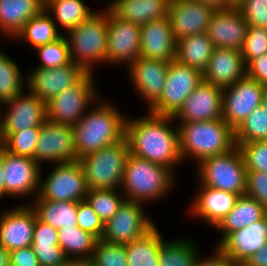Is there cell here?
<instances>
[{"mask_svg": "<svg viewBox=\"0 0 267 266\" xmlns=\"http://www.w3.org/2000/svg\"><path fill=\"white\" fill-rule=\"evenodd\" d=\"M233 266H247L244 262L236 263Z\"/></svg>", "mask_w": 267, "mask_h": 266, "instance_id": "obj_60", "label": "cell"}, {"mask_svg": "<svg viewBox=\"0 0 267 266\" xmlns=\"http://www.w3.org/2000/svg\"><path fill=\"white\" fill-rule=\"evenodd\" d=\"M248 26L238 7H233L216 10L205 33L215 48L242 51Z\"/></svg>", "mask_w": 267, "mask_h": 266, "instance_id": "obj_22", "label": "cell"}, {"mask_svg": "<svg viewBox=\"0 0 267 266\" xmlns=\"http://www.w3.org/2000/svg\"><path fill=\"white\" fill-rule=\"evenodd\" d=\"M43 2V4L45 5L47 2H49L50 0H41Z\"/></svg>", "mask_w": 267, "mask_h": 266, "instance_id": "obj_61", "label": "cell"}, {"mask_svg": "<svg viewBox=\"0 0 267 266\" xmlns=\"http://www.w3.org/2000/svg\"><path fill=\"white\" fill-rule=\"evenodd\" d=\"M4 173L3 156L0 154V200H2V198H5L6 196Z\"/></svg>", "mask_w": 267, "mask_h": 266, "instance_id": "obj_55", "label": "cell"}, {"mask_svg": "<svg viewBox=\"0 0 267 266\" xmlns=\"http://www.w3.org/2000/svg\"><path fill=\"white\" fill-rule=\"evenodd\" d=\"M140 56L170 62L175 60L176 40L168 17L141 26Z\"/></svg>", "mask_w": 267, "mask_h": 266, "instance_id": "obj_26", "label": "cell"}, {"mask_svg": "<svg viewBox=\"0 0 267 266\" xmlns=\"http://www.w3.org/2000/svg\"><path fill=\"white\" fill-rule=\"evenodd\" d=\"M130 148L126 138L79 158L89 189H120Z\"/></svg>", "mask_w": 267, "mask_h": 266, "instance_id": "obj_6", "label": "cell"}, {"mask_svg": "<svg viewBox=\"0 0 267 266\" xmlns=\"http://www.w3.org/2000/svg\"><path fill=\"white\" fill-rule=\"evenodd\" d=\"M245 195L256 199L267 210V173L247 171Z\"/></svg>", "mask_w": 267, "mask_h": 266, "instance_id": "obj_48", "label": "cell"}, {"mask_svg": "<svg viewBox=\"0 0 267 266\" xmlns=\"http://www.w3.org/2000/svg\"><path fill=\"white\" fill-rule=\"evenodd\" d=\"M262 107L267 111V86H265L263 95H262Z\"/></svg>", "mask_w": 267, "mask_h": 266, "instance_id": "obj_58", "label": "cell"}, {"mask_svg": "<svg viewBox=\"0 0 267 266\" xmlns=\"http://www.w3.org/2000/svg\"><path fill=\"white\" fill-rule=\"evenodd\" d=\"M10 252L2 245H0V266H10L9 260Z\"/></svg>", "mask_w": 267, "mask_h": 266, "instance_id": "obj_56", "label": "cell"}, {"mask_svg": "<svg viewBox=\"0 0 267 266\" xmlns=\"http://www.w3.org/2000/svg\"><path fill=\"white\" fill-rule=\"evenodd\" d=\"M91 107L72 127L78 158L125 138L127 114L121 113L117 106L101 97Z\"/></svg>", "mask_w": 267, "mask_h": 266, "instance_id": "obj_2", "label": "cell"}, {"mask_svg": "<svg viewBox=\"0 0 267 266\" xmlns=\"http://www.w3.org/2000/svg\"><path fill=\"white\" fill-rule=\"evenodd\" d=\"M267 242V215L245 228L230 233L218 247L233 264L244 262Z\"/></svg>", "mask_w": 267, "mask_h": 266, "instance_id": "obj_25", "label": "cell"}, {"mask_svg": "<svg viewBox=\"0 0 267 266\" xmlns=\"http://www.w3.org/2000/svg\"><path fill=\"white\" fill-rule=\"evenodd\" d=\"M3 156L6 198L36 197L40 190L41 166L32 158L14 155L0 145ZM35 194V195H34Z\"/></svg>", "mask_w": 267, "mask_h": 266, "instance_id": "obj_15", "label": "cell"}, {"mask_svg": "<svg viewBox=\"0 0 267 266\" xmlns=\"http://www.w3.org/2000/svg\"><path fill=\"white\" fill-rule=\"evenodd\" d=\"M190 202V213L214 228L235 207L239 195L219 189L202 186ZM193 213V214H192Z\"/></svg>", "mask_w": 267, "mask_h": 266, "instance_id": "obj_23", "label": "cell"}, {"mask_svg": "<svg viewBox=\"0 0 267 266\" xmlns=\"http://www.w3.org/2000/svg\"><path fill=\"white\" fill-rule=\"evenodd\" d=\"M245 76L246 65L241 51L215 48L203 72V81L224 89Z\"/></svg>", "mask_w": 267, "mask_h": 266, "instance_id": "obj_24", "label": "cell"}, {"mask_svg": "<svg viewBox=\"0 0 267 266\" xmlns=\"http://www.w3.org/2000/svg\"><path fill=\"white\" fill-rule=\"evenodd\" d=\"M84 0H50L44 9L53 14L51 17L60 29L67 31L87 20L95 10L88 7ZM54 17V18H53Z\"/></svg>", "mask_w": 267, "mask_h": 266, "instance_id": "obj_35", "label": "cell"}, {"mask_svg": "<svg viewBox=\"0 0 267 266\" xmlns=\"http://www.w3.org/2000/svg\"><path fill=\"white\" fill-rule=\"evenodd\" d=\"M39 57L36 68H57L72 62L67 40L64 34L54 42L35 48Z\"/></svg>", "mask_w": 267, "mask_h": 266, "instance_id": "obj_40", "label": "cell"}, {"mask_svg": "<svg viewBox=\"0 0 267 266\" xmlns=\"http://www.w3.org/2000/svg\"><path fill=\"white\" fill-rule=\"evenodd\" d=\"M173 116L156 115L147 111L146 116L130 118L125 123V138L130 154L170 168L182 163L179 130L170 127ZM175 128V129H174Z\"/></svg>", "mask_w": 267, "mask_h": 266, "instance_id": "obj_1", "label": "cell"}, {"mask_svg": "<svg viewBox=\"0 0 267 266\" xmlns=\"http://www.w3.org/2000/svg\"><path fill=\"white\" fill-rule=\"evenodd\" d=\"M236 145L243 155L247 171L267 173V140Z\"/></svg>", "mask_w": 267, "mask_h": 266, "instance_id": "obj_43", "label": "cell"}, {"mask_svg": "<svg viewBox=\"0 0 267 266\" xmlns=\"http://www.w3.org/2000/svg\"><path fill=\"white\" fill-rule=\"evenodd\" d=\"M91 260L97 266H127L125 245L98 239Z\"/></svg>", "mask_w": 267, "mask_h": 266, "instance_id": "obj_42", "label": "cell"}, {"mask_svg": "<svg viewBox=\"0 0 267 266\" xmlns=\"http://www.w3.org/2000/svg\"><path fill=\"white\" fill-rule=\"evenodd\" d=\"M193 1L209 5L216 10L230 9L233 7H237V2L235 0H193Z\"/></svg>", "mask_w": 267, "mask_h": 266, "instance_id": "obj_54", "label": "cell"}, {"mask_svg": "<svg viewBox=\"0 0 267 266\" xmlns=\"http://www.w3.org/2000/svg\"><path fill=\"white\" fill-rule=\"evenodd\" d=\"M174 171L130 154L120 189L126 200L144 204L161 200L174 188Z\"/></svg>", "mask_w": 267, "mask_h": 266, "instance_id": "obj_3", "label": "cell"}, {"mask_svg": "<svg viewBox=\"0 0 267 266\" xmlns=\"http://www.w3.org/2000/svg\"><path fill=\"white\" fill-rule=\"evenodd\" d=\"M170 0H113L106 7L118 18L144 25L168 17Z\"/></svg>", "mask_w": 267, "mask_h": 266, "instance_id": "obj_27", "label": "cell"}, {"mask_svg": "<svg viewBox=\"0 0 267 266\" xmlns=\"http://www.w3.org/2000/svg\"><path fill=\"white\" fill-rule=\"evenodd\" d=\"M77 226L97 239H101L104 233V223L86 200L78 202Z\"/></svg>", "mask_w": 267, "mask_h": 266, "instance_id": "obj_45", "label": "cell"}, {"mask_svg": "<svg viewBox=\"0 0 267 266\" xmlns=\"http://www.w3.org/2000/svg\"><path fill=\"white\" fill-rule=\"evenodd\" d=\"M169 62L139 56L127 68L131 84L148 110L159 100L166 83Z\"/></svg>", "mask_w": 267, "mask_h": 266, "instance_id": "obj_20", "label": "cell"}, {"mask_svg": "<svg viewBox=\"0 0 267 266\" xmlns=\"http://www.w3.org/2000/svg\"><path fill=\"white\" fill-rule=\"evenodd\" d=\"M20 205L0 213V245L9 252L32 245L36 212L30 204Z\"/></svg>", "mask_w": 267, "mask_h": 266, "instance_id": "obj_21", "label": "cell"}, {"mask_svg": "<svg viewBox=\"0 0 267 266\" xmlns=\"http://www.w3.org/2000/svg\"><path fill=\"white\" fill-rule=\"evenodd\" d=\"M265 86L247 75L223 89L222 119L235 131L243 121L262 105Z\"/></svg>", "mask_w": 267, "mask_h": 266, "instance_id": "obj_14", "label": "cell"}, {"mask_svg": "<svg viewBox=\"0 0 267 266\" xmlns=\"http://www.w3.org/2000/svg\"><path fill=\"white\" fill-rule=\"evenodd\" d=\"M123 195L120 189H88L85 200L105 224L126 200Z\"/></svg>", "mask_w": 267, "mask_h": 266, "instance_id": "obj_38", "label": "cell"}, {"mask_svg": "<svg viewBox=\"0 0 267 266\" xmlns=\"http://www.w3.org/2000/svg\"><path fill=\"white\" fill-rule=\"evenodd\" d=\"M107 25L108 8H104L64 31L72 61L87 72L94 73L95 66L107 64Z\"/></svg>", "mask_w": 267, "mask_h": 266, "instance_id": "obj_5", "label": "cell"}, {"mask_svg": "<svg viewBox=\"0 0 267 266\" xmlns=\"http://www.w3.org/2000/svg\"><path fill=\"white\" fill-rule=\"evenodd\" d=\"M214 49L206 33L192 35L176 41L175 60L203 74Z\"/></svg>", "mask_w": 267, "mask_h": 266, "instance_id": "obj_30", "label": "cell"}, {"mask_svg": "<svg viewBox=\"0 0 267 266\" xmlns=\"http://www.w3.org/2000/svg\"><path fill=\"white\" fill-rule=\"evenodd\" d=\"M88 72L73 61L57 68H33L26 76V90L45 103L68 87L77 84Z\"/></svg>", "mask_w": 267, "mask_h": 266, "instance_id": "obj_17", "label": "cell"}, {"mask_svg": "<svg viewBox=\"0 0 267 266\" xmlns=\"http://www.w3.org/2000/svg\"><path fill=\"white\" fill-rule=\"evenodd\" d=\"M44 7L41 0H0V32L3 37L14 40L27 21Z\"/></svg>", "mask_w": 267, "mask_h": 266, "instance_id": "obj_28", "label": "cell"}, {"mask_svg": "<svg viewBox=\"0 0 267 266\" xmlns=\"http://www.w3.org/2000/svg\"><path fill=\"white\" fill-rule=\"evenodd\" d=\"M244 263L247 266H267V242L249 258H247Z\"/></svg>", "mask_w": 267, "mask_h": 266, "instance_id": "obj_53", "label": "cell"}, {"mask_svg": "<svg viewBox=\"0 0 267 266\" xmlns=\"http://www.w3.org/2000/svg\"><path fill=\"white\" fill-rule=\"evenodd\" d=\"M9 260L10 266H40L31 246L11 251Z\"/></svg>", "mask_w": 267, "mask_h": 266, "instance_id": "obj_51", "label": "cell"}, {"mask_svg": "<svg viewBox=\"0 0 267 266\" xmlns=\"http://www.w3.org/2000/svg\"><path fill=\"white\" fill-rule=\"evenodd\" d=\"M202 82L203 74L200 71L176 60L170 61L162 95L147 111L156 115L174 116Z\"/></svg>", "mask_w": 267, "mask_h": 266, "instance_id": "obj_10", "label": "cell"}, {"mask_svg": "<svg viewBox=\"0 0 267 266\" xmlns=\"http://www.w3.org/2000/svg\"><path fill=\"white\" fill-rule=\"evenodd\" d=\"M155 225L141 238L125 244L127 266H159L160 245L164 242Z\"/></svg>", "mask_w": 267, "mask_h": 266, "instance_id": "obj_32", "label": "cell"}, {"mask_svg": "<svg viewBox=\"0 0 267 266\" xmlns=\"http://www.w3.org/2000/svg\"><path fill=\"white\" fill-rule=\"evenodd\" d=\"M107 64L127 67L140 56L141 26L116 17L108 9Z\"/></svg>", "mask_w": 267, "mask_h": 266, "instance_id": "obj_16", "label": "cell"}, {"mask_svg": "<svg viewBox=\"0 0 267 266\" xmlns=\"http://www.w3.org/2000/svg\"><path fill=\"white\" fill-rule=\"evenodd\" d=\"M29 202L37 218L55 229L77 226L78 202L45 200L39 194Z\"/></svg>", "mask_w": 267, "mask_h": 266, "instance_id": "obj_31", "label": "cell"}, {"mask_svg": "<svg viewBox=\"0 0 267 266\" xmlns=\"http://www.w3.org/2000/svg\"><path fill=\"white\" fill-rule=\"evenodd\" d=\"M264 140H267V111L260 105L235 130V142L250 143Z\"/></svg>", "mask_w": 267, "mask_h": 266, "instance_id": "obj_39", "label": "cell"}, {"mask_svg": "<svg viewBox=\"0 0 267 266\" xmlns=\"http://www.w3.org/2000/svg\"><path fill=\"white\" fill-rule=\"evenodd\" d=\"M246 75L267 86V53L251 60L246 65Z\"/></svg>", "mask_w": 267, "mask_h": 266, "instance_id": "obj_50", "label": "cell"}, {"mask_svg": "<svg viewBox=\"0 0 267 266\" xmlns=\"http://www.w3.org/2000/svg\"><path fill=\"white\" fill-rule=\"evenodd\" d=\"M94 76L95 73L88 72L77 84L46 102L47 119L73 127L101 97Z\"/></svg>", "mask_w": 267, "mask_h": 266, "instance_id": "obj_8", "label": "cell"}, {"mask_svg": "<svg viewBox=\"0 0 267 266\" xmlns=\"http://www.w3.org/2000/svg\"><path fill=\"white\" fill-rule=\"evenodd\" d=\"M216 9L193 0H170L168 19L176 41L205 33Z\"/></svg>", "mask_w": 267, "mask_h": 266, "instance_id": "obj_18", "label": "cell"}, {"mask_svg": "<svg viewBox=\"0 0 267 266\" xmlns=\"http://www.w3.org/2000/svg\"><path fill=\"white\" fill-rule=\"evenodd\" d=\"M25 91L0 104L7 109L5 114L0 110V144L11 133L40 127L47 120L46 103L35 94Z\"/></svg>", "mask_w": 267, "mask_h": 266, "instance_id": "obj_11", "label": "cell"}, {"mask_svg": "<svg viewBox=\"0 0 267 266\" xmlns=\"http://www.w3.org/2000/svg\"><path fill=\"white\" fill-rule=\"evenodd\" d=\"M223 89L207 82L199 84L173 116L175 123L202 122L222 118Z\"/></svg>", "mask_w": 267, "mask_h": 266, "instance_id": "obj_19", "label": "cell"}, {"mask_svg": "<svg viewBox=\"0 0 267 266\" xmlns=\"http://www.w3.org/2000/svg\"><path fill=\"white\" fill-rule=\"evenodd\" d=\"M193 239L165 240L160 245L159 266H192L200 252Z\"/></svg>", "mask_w": 267, "mask_h": 266, "instance_id": "obj_36", "label": "cell"}, {"mask_svg": "<svg viewBox=\"0 0 267 266\" xmlns=\"http://www.w3.org/2000/svg\"><path fill=\"white\" fill-rule=\"evenodd\" d=\"M237 7L249 26L267 28V0H240Z\"/></svg>", "mask_w": 267, "mask_h": 266, "instance_id": "obj_46", "label": "cell"}, {"mask_svg": "<svg viewBox=\"0 0 267 266\" xmlns=\"http://www.w3.org/2000/svg\"><path fill=\"white\" fill-rule=\"evenodd\" d=\"M143 207L142 203L125 200L116 214L104 224L101 239L125 245L149 232L156 223L144 213Z\"/></svg>", "mask_w": 267, "mask_h": 266, "instance_id": "obj_12", "label": "cell"}, {"mask_svg": "<svg viewBox=\"0 0 267 266\" xmlns=\"http://www.w3.org/2000/svg\"><path fill=\"white\" fill-rule=\"evenodd\" d=\"M55 165L45 180L41 167L39 195L45 200L59 202L85 200L89 188L81 163L77 161Z\"/></svg>", "mask_w": 267, "mask_h": 266, "instance_id": "obj_9", "label": "cell"}, {"mask_svg": "<svg viewBox=\"0 0 267 266\" xmlns=\"http://www.w3.org/2000/svg\"><path fill=\"white\" fill-rule=\"evenodd\" d=\"M33 249L60 247L58 245V230L40 221L36 215L34 233L32 236Z\"/></svg>", "mask_w": 267, "mask_h": 266, "instance_id": "obj_47", "label": "cell"}, {"mask_svg": "<svg viewBox=\"0 0 267 266\" xmlns=\"http://www.w3.org/2000/svg\"><path fill=\"white\" fill-rule=\"evenodd\" d=\"M197 180L202 186L243 196L246 193L247 170L240 148L203 159L197 165Z\"/></svg>", "mask_w": 267, "mask_h": 266, "instance_id": "obj_7", "label": "cell"}, {"mask_svg": "<svg viewBox=\"0 0 267 266\" xmlns=\"http://www.w3.org/2000/svg\"><path fill=\"white\" fill-rule=\"evenodd\" d=\"M62 35L51 14L43 9L39 14L27 21L14 39L27 42L26 44L29 43L35 49L41 45L56 41Z\"/></svg>", "mask_w": 267, "mask_h": 266, "instance_id": "obj_33", "label": "cell"}, {"mask_svg": "<svg viewBox=\"0 0 267 266\" xmlns=\"http://www.w3.org/2000/svg\"><path fill=\"white\" fill-rule=\"evenodd\" d=\"M228 256L218 247H215L211 256L200 257L199 253L192 266H233Z\"/></svg>", "mask_w": 267, "mask_h": 266, "instance_id": "obj_52", "label": "cell"}, {"mask_svg": "<svg viewBox=\"0 0 267 266\" xmlns=\"http://www.w3.org/2000/svg\"><path fill=\"white\" fill-rule=\"evenodd\" d=\"M97 240L79 226L61 227L58 230V245L69 260L91 259Z\"/></svg>", "mask_w": 267, "mask_h": 266, "instance_id": "obj_34", "label": "cell"}, {"mask_svg": "<svg viewBox=\"0 0 267 266\" xmlns=\"http://www.w3.org/2000/svg\"><path fill=\"white\" fill-rule=\"evenodd\" d=\"M267 210L256 200L247 195L239 196L235 207L214 228L222 233L216 243L218 246L230 233L245 228L250 224L263 219Z\"/></svg>", "mask_w": 267, "mask_h": 266, "instance_id": "obj_29", "label": "cell"}, {"mask_svg": "<svg viewBox=\"0 0 267 266\" xmlns=\"http://www.w3.org/2000/svg\"><path fill=\"white\" fill-rule=\"evenodd\" d=\"M60 266H82V260H68L65 264Z\"/></svg>", "mask_w": 267, "mask_h": 266, "instance_id": "obj_57", "label": "cell"}, {"mask_svg": "<svg viewBox=\"0 0 267 266\" xmlns=\"http://www.w3.org/2000/svg\"><path fill=\"white\" fill-rule=\"evenodd\" d=\"M82 266H97L91 259L82 260Z\"/></svg>", "mask_w": 267, "mask_h": 266, "instance_id": "obj_59", "label": "cell"}, {"mask_svg": "<svg viewBox=\"0 0 267 266\" xmlns=\"http://www.w3.org/2000/svg\"><path fill=\"white\" fill-rule=\"evenodd\" d=\"M40 127L11 133L0 145L9 153L34 159Z\"/></svg>", "mask_w": 267, "mask_h": 266, "instance_id": "obj_41", "label": "cell"}, {"mask_svg": "<svg viewBox=\"0 0 267 266\" xmlns=\"http://www.w3.org/2000/svg\"><path fill=\"white\" fill-rule=\"evenodd\" d=\"M34 160L40 166L43 162L60 164L79 161L75 150L72 126L47 119L40 126Z\"/></svg>", "mask_w": 267, "mask_h": 266, "instance_id": "obj_13", "label": "cell"}, {"mask_svg": "<svg viewBox=\"0 0 267 266\" xmlns=\"http://www.w3.org/2000/svg\"><path fill=\"white\" fill-rule=\"evenodd\" d=\"M242 57L247 65L251 60L267 53V28L248 26Z\"/></svg>", "mask_w": 267, "mask_h": 266, "instance_id": "obj_44", "label": "cell"}, {"mask_svg": "<svg viewBox=\"0 0 267 266\" xmlns=\"http://www.w3.org/2000/svg\"><path fill=\"white\" fill-rule=\"evenodd\" d=\"M33 251L38 258L40 266H60L69 260L61 247L33 249Z\"/></svg>", "mask_w": 267, "mask_h": 266, "instance_id": "obj_49", "label": "cell"}, {"mask_svg": "<svg viewBox=\"0 0 267 266\" xmlns=\"http://www.w3.org/2000/svg\"><path fill=\"white\" fill-rule=\"evenodd\" d=\"M25 84L18 64L0 49V104L21 94Z\"/></svg>", "mask_w": 267, "mask_h": 266, "instance_id": "obj_37", "label": "cell"}, {"mask_svg": "<svg viewBox=\"0 0 267 266\" xmlns=\"http://www.w3.org/2000/svg\"><path fill=\"white\" fill-rule=\"evenodd\" d=\"M180 153L200 163L203 159L226 153L236 146L235 131L222 119L177 123Z\"/></svg>", "mask_w": 267, "mask_h": 266, "instance_id": "obj_4", "label": "cell"}]
</instances>
